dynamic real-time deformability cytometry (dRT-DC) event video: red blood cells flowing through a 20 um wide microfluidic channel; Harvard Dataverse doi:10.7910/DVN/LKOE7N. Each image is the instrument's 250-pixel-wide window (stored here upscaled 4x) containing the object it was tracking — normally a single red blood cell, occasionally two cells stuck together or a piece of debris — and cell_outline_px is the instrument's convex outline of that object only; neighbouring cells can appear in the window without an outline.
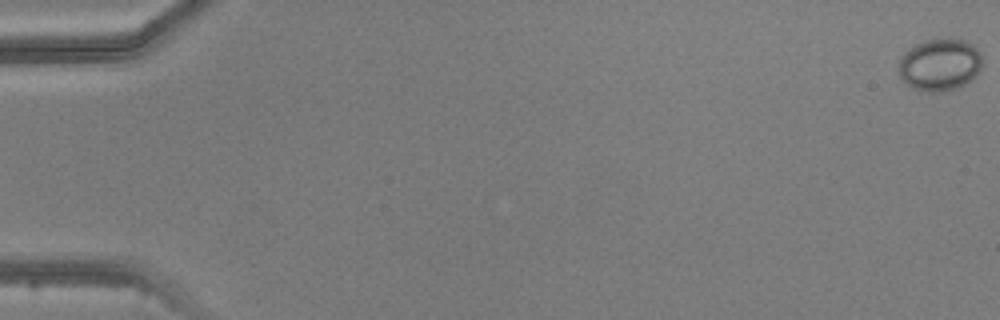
{"species": "common noctule bat (a hibernating species)", "species_latin": "Nyctalus noctula", "temperature_condition": "warm", "stored_images_in_passage": 5, "camera_frame_rate_fps": 3000, "um_per_image_px": 0.085, "animal": {"sex": "male", "body_mass_g": 20.5, "forearm_length_mm": 52.5}, "frame": {"image": 1, "passage_image": 1, "time_ms": 0.0, "image_size_px": [1000, 320], "cell_outline_px": [[980, 68], [972, 80], [956, 88], [940, 92], [928, 92], [912, 88], [900, 76], [900, 56], [908, 48], [924, 40], [936, 36], [964, 40], [972, 44], [980, 52]], "centroid_in_image_um": [79.87, 5.46], "position_along_channel_um": 5.1, "area_um2": 25.61}}